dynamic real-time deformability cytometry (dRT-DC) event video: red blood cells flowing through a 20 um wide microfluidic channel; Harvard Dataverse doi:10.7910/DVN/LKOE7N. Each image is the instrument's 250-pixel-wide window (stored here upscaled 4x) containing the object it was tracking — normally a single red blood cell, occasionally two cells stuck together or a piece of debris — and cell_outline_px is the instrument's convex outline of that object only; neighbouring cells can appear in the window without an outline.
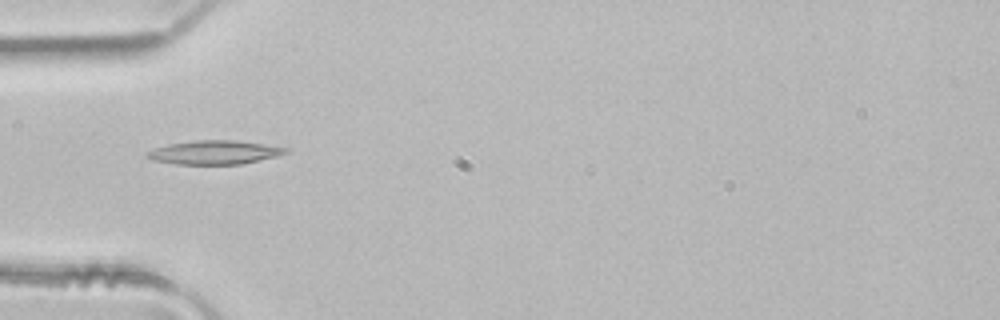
{"species": "common noctule bat (a hibernating species)", "species_latin": "Nyctalus noctula", "temperature_condition": "room temperature", "stored_images_in_passage": 1, "camera_frame_rate_fps": 3000, "um_per_image_px": 0.085, "animal": {"sex": "male", "body_mass_g": 21.5, "forearm_length_mm": 52.0}, "frame": {"image": 1, "passage_image": 1, "time_ms": 0.0, "image_size_px": [1000, 320], "cell_outline_px": [[288, 152], [276, 156], [240, 164], [176, 164], [152, 160], [148, 156], [148, 152], [156, 148], [168, 144], [196, 140], [236, 140], [264, 144], [288, 148]], "centroid_in_image_um": [18.24, 12.94], "position_along_channel_um": 66.8, "area_um2": 18.9}}